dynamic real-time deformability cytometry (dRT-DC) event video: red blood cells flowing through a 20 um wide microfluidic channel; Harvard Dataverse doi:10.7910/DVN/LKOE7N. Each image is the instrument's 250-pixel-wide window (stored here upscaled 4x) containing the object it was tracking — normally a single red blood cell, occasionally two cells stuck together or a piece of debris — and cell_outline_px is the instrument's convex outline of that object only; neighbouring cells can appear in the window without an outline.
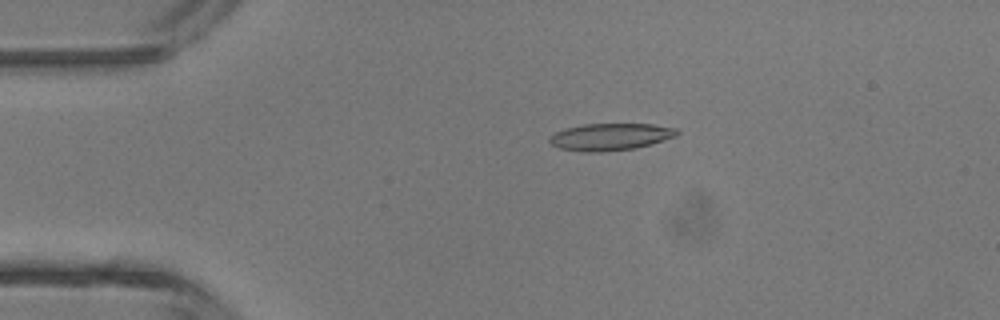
{"species": "common noctule bat (a hibernating species)", "species_latin": "Nyctalus noctula", "temperature_condition": "room temperature", "stored_images_in_passage": 45, "camera_frame_rate_fps": 3000, "um_per_image_px": 0.085, "animal": {"sex": "male", "body_mass_g": 13.3}, "frame": {"image": 1, "passage_image": 9, "time_ms": 2.667, "image_size_px": [1000, 320], "cell_outline_px": [[680, 132], [676, 136], [652, 144], [636, 148], [600, 152], [588, 152], [560, 148], [552, 144], [548, 140], [548, 136], [564, 128], [584, 124], [652, 124], [676, 128]], "centroid_in_image_um": [51.88, 11.62], "position_along_channel_um": 33.1, "area_um2": 20.11}}
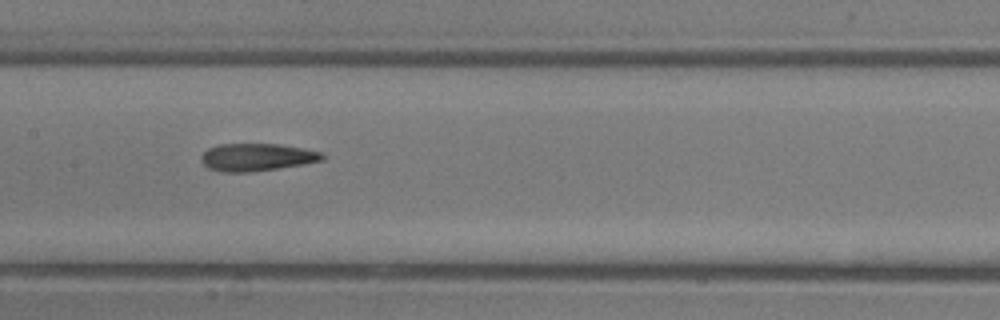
{"frame": {"image": 2, "passage_image": 22, "time_ms": 7.0, "image_size_px": [1000, 320], "cell_outline_px": [[324, 160], [304, 164], [248, 172], [224, 172], [208, 168], [200, 160], [200, 156], [208, 148], [220, 144], [276, 144], [304, 148], [324, 152]], "centroid_in_image_um": [21.84, 13.35], "position_along_channel_um": 185.6, "area_um2": 19.42}}
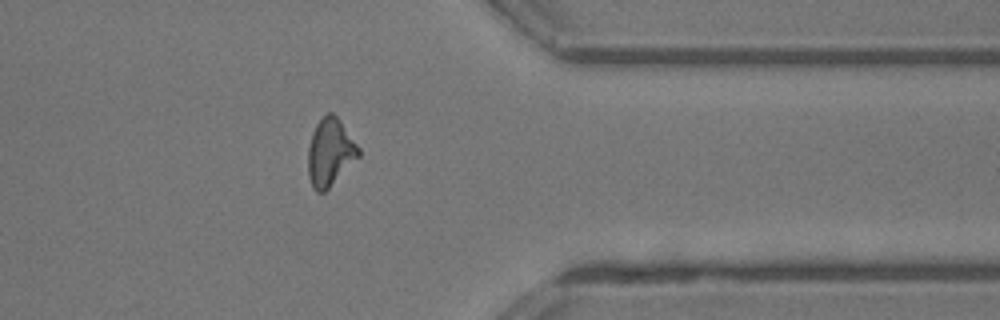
{"frame": {"image": 3, "passage_image": 36, "time_ms": 11.667, "image_size_px": [1000, 320], "cell_outline_px": [[360, 156], [324, 192], [316, 192], [312, 188], [308, 176], [308, 148], [312, 132], [316, 124], [328, 112], [332, 112], [340, 120], [360, 148]], "centroid_in_image_um": [28.05, 12.95], "position_along_channel_um": 383.4, "area_um2": 19.83}, "authors_computed_cell_mechanics": {"area_um2": 19.5942, "velocity_mm_per_s": 4.5166, "shape_relaxation_time_tau1_ms": null, "shape_relaxation_time_tau2_ms": 2.8999, "deformation_change_tau1": null, "deformation_change_tau2": 0.1161}}